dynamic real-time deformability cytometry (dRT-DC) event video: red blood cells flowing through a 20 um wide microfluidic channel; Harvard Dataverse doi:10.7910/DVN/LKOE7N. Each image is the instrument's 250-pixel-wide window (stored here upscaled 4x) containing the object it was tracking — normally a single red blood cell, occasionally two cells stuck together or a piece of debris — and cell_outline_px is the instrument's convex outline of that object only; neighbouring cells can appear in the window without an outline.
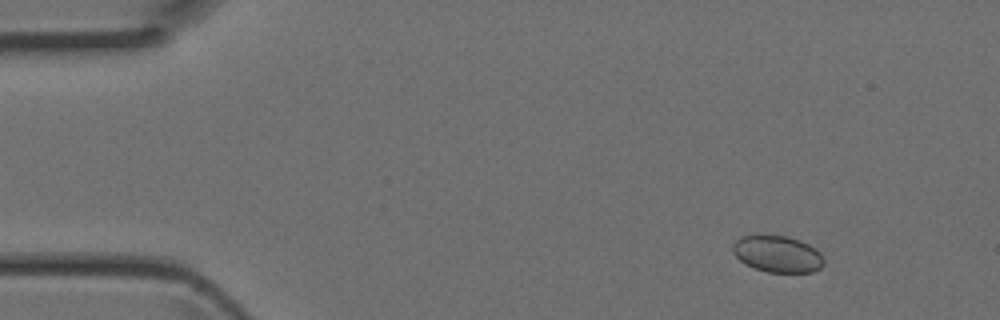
{"species": "Egyptian fruit bat (a non-hibernating species)", "species_latin": "Rousettus aegyptiacus", "temperature_condition": "room temperature", "stored_images_in_passage": 9, "camera_frame_rate_fps": 3000, "um_per_image_px": 0.085, "animal": {"sex": "female"}, "frame": {"image": 1, "passage_image": 6, "time_ms": 1.667, "image_size_px": [1000, 320], "cell_outline_px": [[824, 264], [820, 268], [812, 272], [768, 272], [756, 268], [740, 260], [732, 252], [732, 244], [740, 236], [788, 236], [800, 240], [808, 244], [820, 252], [824, 260]], "centroid_in_image_um": [66.1, 21.59], "position_along_channel_um": 18.9, "area_um2": 19.25}}